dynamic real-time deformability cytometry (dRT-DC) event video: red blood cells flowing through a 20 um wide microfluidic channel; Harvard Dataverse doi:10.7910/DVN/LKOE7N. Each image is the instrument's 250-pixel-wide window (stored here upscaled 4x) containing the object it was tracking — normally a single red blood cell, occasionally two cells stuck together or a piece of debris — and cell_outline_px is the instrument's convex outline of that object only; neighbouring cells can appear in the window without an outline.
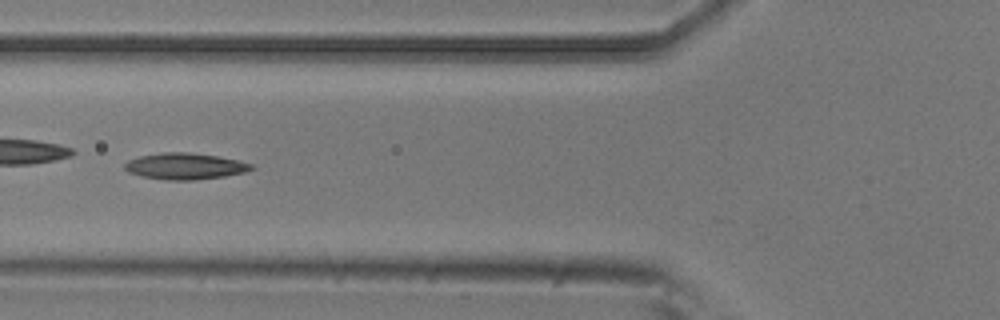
{"species": "common noctule bat (a hibernating species)", "species_latin": "Nyctalus noctula", "temperature_condition": "room temperature", "stored_images_in_passage": 5, "camera_frame_rate_fps": 3000, "um_per_image_px": 0.085, "animal": {"sex": "male", "body_mass_g": 20.5, "forearm_length_mm": 52.5}, "frame": {"image": 1, "passage_image": 2, "time_ms": 0.333, "image_size_px": [1000, 320], "cell_outline_px": [[256, 168], [244, 172], [224, 176], [196, 180], [168, 180], [144, 176], [128, 172], [124, 168], [124, 164], [128, 160], [140, 156], [164, 152], [188, 152], [216, 156], [236, 160], [252, 164]], "centroid_in_image_um": [15.72, 14.13], "position_along_channel_um": 110.1, "area_um2": 19.25}}
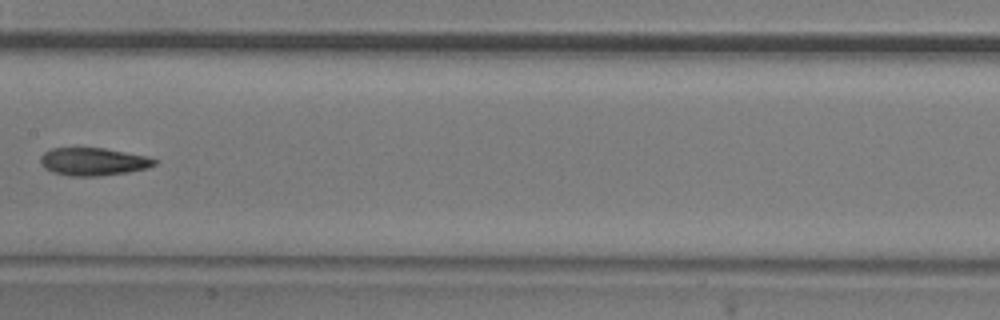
{"frame": {"image": 2, "passage_image": 4, "time_ms": 1.0, "image_size_px": [1000, 320], "cell_outline_px": [[156, 164], [148, 168], [128, 172], [100, 176], [68, 176], [52, 172], [44, 168], [40, 164], [40, 156], [44, 152], [52, 148], [104, 148], [148, 156], [156, 160]], "centroid_in_image_um": [7.91, 13.74], "position_along_channel_um": 199.5, "area_um2": 18.61}}
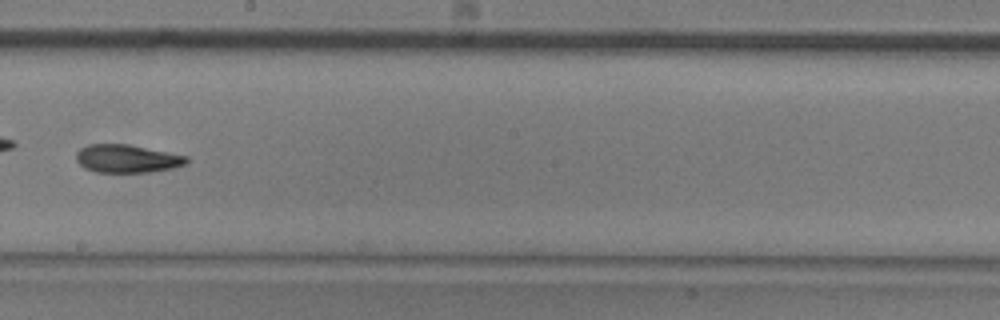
{"frame": {"image": 3, "passage_image": 5, "time_ms": 1.333, "image_size_px": [1000, 320], "cell_outline_px": [[188, 164], [176, 168], [148, 172], [96, 172], [84, 168], [76, 160], [76, 152], [80, 148], [88, 144], [128, 144], [188, 156]], "centroid_in_image_um": [10.81, 13.49], "position_along_channel_um": 237.4, "area_um2": 18.21}}